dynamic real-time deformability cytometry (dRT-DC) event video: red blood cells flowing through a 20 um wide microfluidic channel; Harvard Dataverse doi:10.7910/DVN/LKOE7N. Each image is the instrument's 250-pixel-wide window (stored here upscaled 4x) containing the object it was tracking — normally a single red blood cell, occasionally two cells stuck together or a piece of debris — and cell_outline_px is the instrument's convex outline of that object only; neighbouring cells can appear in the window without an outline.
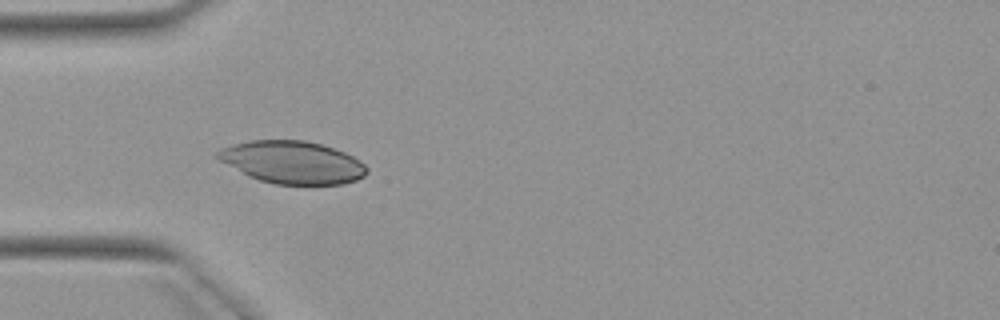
{"species": "Egyptian fruit bat (a non-hibernating species)", "species_latin": "Rousettus aegyptiacus", "temperature_condition": "warm", "stored_images_in_passage": 6, "camera_frame_rate_fps": 3000, "um_per_image_px": 0.085, "animal": {"sex": "female"}, "frame": {"image": 1, "passage_image": 5, "time_ms": 4.667, "image_size_px": [1000, 320], "cell_outline_px": [[368, 172], [364, 176], [356, 180], [344, 184], [276, 184], [260, 180], [248, 176], [212, 156], [220, 148], [232, 144], [252, 140], [304, 140], [320, 144], [344, 152], [352, 156], [364, 164], [368, 168]], "centroid_in_image_um": [24.82, 13.79], "position_along_channel_um": 60.2, "area_um2": 36.93}}
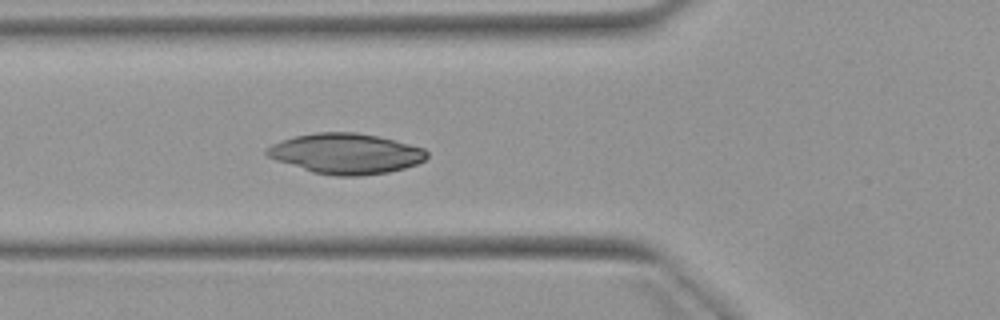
{"frame": {"image": 2, "passage_image": 6, "time_ms": 5.667, "image_size_px": [1000, 320], "cell_outline_px": [[428, 156], [424, 160], [416, 164], [404, 168], [388, 172], [360, 176], [336, 176], [312, 172], [276, 160], [268, 156], [264, 152], [272, 144], [280, 140], [296, 136], [316, 132], [356, 132], [376, 136], [424, 148], [428, 152]], "centroid_in_image_um": [29.39, 13.06], "position_along_channel_um": 96.4, "area_um2": 37.45}}